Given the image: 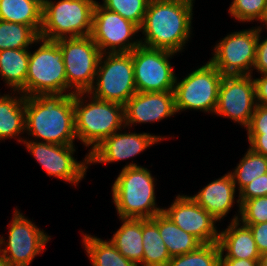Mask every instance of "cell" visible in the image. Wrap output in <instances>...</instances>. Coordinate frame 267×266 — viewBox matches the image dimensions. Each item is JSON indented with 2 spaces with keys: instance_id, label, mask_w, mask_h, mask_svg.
<instances>
[{
  "instance_id": "4316f807",
  "label": "cell",
  "mask_w": 267,
  "mask_h": 266,
  "mask_svg": "<svg viewBox=\"0 0 267 266\" xmlns=\"http://www.w3.org/2000/svg\"><path fill=\"white\" fill-rule=\"evenodd\" d=\"M143 260L142 266H167L171 260L158 226L151 219H142Z\"/></svg>"
},
{
  "instance_id": "8d00e7d4",
  "label": "cell",
  "mask_w": 267,
  "mask_h": 266,
  "mask_svg": "<svg viewBox=\"0 0 267 266\" xmlns=\"http://www.w3.org/2000/svg\"><path fill=\"white\" fill-rule=\"evenodd\" d=\"M250 228L256 247L260 254L267 252V222L258 224H244Z\"/></svg>"
},
{
  "instance_id": "5bb4252c",
  "label": "cell",
  "mask_w": 267,
  "mask_h": 266,
  "mask_svg": "<svg viewBox=\"0 0 267 266\" xmlns=\"http://www.w3.org/2000/svg\"><path fill=\"white\" fill-rule=\"evenodd\" d=\"M28 139V140H27ZM24 138L28 152L36 159L50 177L64 180L67 184L78 185L85 177L89 165V153L82 161H77L73 154L75 145H56Z\"/></svg>"
},
{
  "instance_id": "ffe728a7",
  "label": "cell",
  "mask_w": 267,
  "mask_h": 266,
  "mask_svg": "<svg viewBox=\"0 0 267 266\" xmlns=\"http://www.w3.org/2000/svg\"><path fill=\"white\" fill-rule=\"evenodd\" d=\"M218 245L221 251L220 259H260L250 228L240 220L230 221L226 229L219 230Z\"/></svg>"
},
{
  "instance_id": "8fae6325",
  "label": "cell",
  "mask_w": 267,
  "mask_h": 266,
  "mask_svg": "<svg viewBox=\"0 0 267 266\" xmlns=\"http://www.w3.org/2000/svg\"><path fill=\"white\" fill-rule=\"evenodd\" d=\"M257 42L258 26L231 32L216 43L209 61L223 75H252Z\"/></svg>"
},
{
  "instance_id": "cb8c5ba5",
  "label": "cell",
  "mask_w": 267,
  "mask_h": 266,
  "mask_svg": "<svg viewBox=\"0 0 267 266\" xmlns=\"http://www.w3.org/2000/svg\"><path fill=\"white\" fill-rule=\"evenodd\" d=\"M29 49H6L0 51V77L10 87V91L21 92L25 96L28 72Z\"/></svg>"
},
{
  "instance_id": "6da1fadb",
  "label": "cell",
  "mask_w": 267,
  "mask_h": 266,
  "mask_svg": "<svg viewBox=\"0 0 267 266\" xmlns=\"http://www.w3.org/2000/svg\"><path fill=\"white\" fill-rule=\"evenodd\" d=\"M194 1L150 0L140 27L144 35L139 38L141 45L174 53L182 52L193 32Z\"/></svg>"
},
{
  "instance_id": "8992f818",
  "label": "cell",
  "mask_w": 267,
  "mask_h": 266,
  "mask_svg": "<svg viewBox=\"0 0 267 266\" xmlns=\"http://www.w3.org/2000/svg\"><path fill=\"white\" fill-rule=\"evenodd\" d=\"M96 0H47L40 37L47 40L85 37L92 32Z\"/></svg>"
},
{
  "instance_id": "60d3db41",
  "label": "cell",
  "mask_w": 267,
  "mask_h": 266,
  "mask_svg": "<svg viewBox=\"0 0 267 266\" xmlns=\"http://www.w3.org/2000/svg\"><path fill=\"white\" fill-rule=\"evenodd\" d=\"M259 266H267V252L260 254Z\"/></svg>"
},
{
  "instance_id": "1f68e13d",
  "label": "cell",
  "mask_w": 267,
  "mask_h": 266,
  "mask_svg": "<svg viewBox=\"0 0 267 266\" xmlns=\"http://www.w3.org/2000/svg\"><path fill=\"white\" fill-rule=\"evenodd\" d=\"M265 7L266 0H233L229 6L228 13L238 22H260L263 18Z\"/></svg>"
},
{
  "instance_id": "7bdbcfd3",
  "label": "cell",
  "mask_w": 267,
  "mask_h": 266,
  "mask_svg": "<svg viewBox=\"0 0 267 266\" xmlns=\"http://www.w3.org/2000/svg\"><path fill=\"white\" fill-rule=\"evenodd\" d=\"M40 6L42 9L45 7L47 0H30Z\"/></svg>"
},
{
  "instance_id": "e575fe53",
  "label": "cell",
  "mask_w": 267,
  "mask_h": 266,
  "mask_svg": "<svg viewBox=\"0 0 267 266\" xmlns=\"http://www.w3.org/2000/svg\"><path fill=\"white\" fill-rule=\"evenodd\" d=\"M247 133H267V106L256 105Z\"/></svg>"
},
{
  "instance_id": "30bf717a",
  "label": "cell",
  "mask_w": 267,
  "mask_h": 266,
  "mask_svg": "<svg viewBox=\"0 0 267 266\" xmlns=\"http://www.w3.org/2000/svg\"><path fill=\"white\" fill-rule=\"evenodd\" d=\"M63 53L67 85L75 92H88L97 72L101 52L91 36L55 40Z\"/></svg>"
},
{
  "instance_id": "83f0119b",
  "label": "cell",
  "mask_w": 267,
  "mask_h": 266,
  "mask_svg": "<svg viewBox=\"0 0 267 266\" xmlns=\"http://www.w3.org/2000/svg\"><path fill=\"white\" fill-rule=\"evenodd\" d=\"M39 38L40 34L31 26L0 19V51L6 49H29L32 44L37 45Z\"/></svg>"
},
{
  "instance_id": "52a82bcc",
  "label": "cell",
  "mask_w": 267,
  "mask_h": 266,
  "mask_svg": "<svg viewBox=\"0 0 267 266\" xmlns=\"http://www.w3.org/2000/svg\"><path fill=\"white\" fill-rule=\"evenodd\" d=\"M136 92L132 52L101 54L94 83L87 93L125 105Z\"/></svg>"
},
{
  "instance_id": "2e32d148",
  "label": "cell",
  "mask_w": 267,
  "mask_h": 266,
  "mask_svg": "<svg viewBox=\"0 0 267 266\" xmlns=\"http://www.w3.org/2000/svg\"><path fill=\"white\" fill-rule=\"evenodd\" d=\"M168 207L162 212L183 231L192 234L202 244L218 242L217 220L191 196L178 194Z\"/></svg>"
},
{
  "instance_id": "4fadbf2b",
  "label": "cell",
  "mask_w": 267,
  "mask_h": 266,
  "mask_svg": "<svg viewBox=\"0 0 267 266\" xmlns=\"http://www.w3.org/2000/svg\"><path fill=\"white\" fill-rule=\"evenodd\" d=\"M175 54L142 45L136 47L132 51V60L137 92L174 91L176 73L170 60Z\"/></svg>"
},
{
  "instance_id": "f35d334b",
  "label": "cell",
  "mask_w": 267,
  "mask_h": 266,
  "mask_svg": "<svg viewBox=\"0 0 267 266\" xmlns=\"http://www.w3.org/2000/svg\"><path fill=\"white\" fill-rule=\"evenodd\" d=\"M255 84L256 103L267 106V74H261L259 78H253Z\"/></svg>"
},
{
  "instance_id": "7c38bea8",
  "label": "cell",
  "mask_w": 267,
  "mask_h": 266,
  "mask_svg": "<svg viewBox=\"0 0 267 266\" xmlns=\"http://www.w3.org/2000/svg\"><path fill=\"white\" fill-rule=\"evenodd\" d=\"M139 32L136 24L96 2L90 36L102 54L132 52L141 45L140 39L135 38Z\"/></svg>"
},
{
  "instance_id": "d6986e66",
  "label": "cell",
  "mask_w": 267,
  "mask_h": 266,
  "mask_svg": "<svg viewBox=\"0 0 267 266\" xmlns=\"http://www.w3.org/2000/svg\"><path fill=\"white\" fill-rule=\"evenodd\" d=\"M236 186L229 172L220 178L211 181L204 186L197 194L191 196L201 207L210 213L217 222L224 219L233 208L235 201L239 207L238 214L233 216L231 221L239 220L241 204L239 199L235 200Z\"/></svg>"
},
{
  "instance_id": "d4e9b609",
  "label": "cell",
  "mask_w": 267,
  "mask_h": 266,
  "mask_svg": "<svg viewBox=\"0 0 267 266\" xmlns=\"http://www.w3.org/2000/svg\"><path fill=\"white\" fill-rule=\"evenodd\" d=\"M83 247L92 266H137L125 258L109 240L84 234Z\"/></svg>"
},
{
  "instance_id": "9c48e42d",
  "label": "cell",
  "mask_w": 267,
  "mask_h": 266,
  "mask_svg": "<svg viewBox=\"0 0 267 266\" xmlns=\"http://www.w3.org/2000/svg\"><path fill=\"white\" fill-rule=\"evenodd\" d=\"M11 220L8 224V239H4V235L0 236V255L12 266H29L37 255L44 252L51 236L17 208Z\"/></svg>"
},
{
  "instance_id": "d6a6232c",
  "label": "cell",
  "mask_w": 267,
  "mask_h": 266,
  "mask_svg": "<svg viewBox=\"0 0 267 266\" xmlns=\"http://www.w3.org/2000/svg\"><path fill=\"white\" fill-rule=\"evenodd\" d=\"M239 220L243 224H258L267 222V196L246 200L241 205Z\"/></svg>"
},
{
  "instance_id": "836d02e7",
  "label": "cell",
  "mask_w": 267,
  "mask_h": 266,
  "mask_svg": "<svg viewBox=\"0 0 267 266\" xmlns=\"http://www.w3.org/2000/svg\"><path fill=\"white\" fill-rule=\"evenodd\" d=\"M261 196H267V173L244 186L239 191L238 199L242 205L246 200Z\"/></svg>"
},
{
  "instance_id": "d590c367",
  "label": "cell",
  "mask_w": 267,
  "mask_h": 266,
  "mask_svg": "<svg viewBox=\"0 0 267 266\" xmlns=\"http://www.w3.org/2000/svg\"><path fill=\"white\" fill-rule=\"evenodd\" d=\"M262 29L264 28L261 27L260 24V26H258L256 61L253 70L255 69L258 74H267V38H261Z\"/></svg>"
},
{
  "instance_id": "ba28073f",
  "label": "cell",
  "mask_w": 267,
  "mask_h": 266,
  "mask_svg": "<svg viewBox=\"0 0 267 266\" xmlns=\"http://www.w3.org/2000/svg\"><path fill=\"white\" fill-rule=\"evenodd\" d=\"M223 74L210 62L188 73L182 80L176 77L174 95L177 113L200 110L215 113Z\"/></svg>"
},
{
  "instance_id": "7a4b0ae2",
  "label": "cell",
  "mask_w": 267,
  "mask_h": 266,
  "mask_svg": "<svg viewBox=\"0 0 267 266\" xmlns=\"http://www.w3.org/2000/svg\"><path fill=\"white\" fill-rule=\"evenodd\" d=\"M25 133L35 141L74 145V94L50 93L25 97Z\"/></svg>"
},
{
  "instance_id": "5b68a950",
  "label": "cell",
  "mask_w": 267,
  "mask_h": 266,
  "mask_svg": "<svg viewBox=\"0 0 267 266\" xmlns=\"http://www.w3.org/2000/svg\"><path fill=\"white\" fill-rule=\"evenodd\" d=\"M37 44L40 46L36 51L31 53L29 50L25 97L50 93L74 94L67 85L63 53L59 44L55 40L41 37Z\"/></svg>"
},
{
  "instance_id": "9a60e30c",
  "label": "cell",
  "mask_w": 267,
  "mask_h": 266,
  "mask_svg": "<svg viewBox=\"0 0 267 266\" xmlns=\"http://www.w3.org/2000/svg\"><path fill=\"white\" fill-rule=\"evenodd\" d=\"M252 77V75H223L214 115L229 118L246 128L257 105Z\"/></svg>"
},
{
  "instance_id": "44dd1931",
  "label": "cell",
  "mask_w": 267,
  "mask_h": 266,
  "mask_svg": "<svg viewBox=\"0 0 267 266\" xmlns=\"http://www.w3.org/2000/svg\"><path fill=\"white\" fill-rule=\"evenodd\" d=\"M24 132L25 96L18 91L0 95V141L17 138L18 143H23L20 134Z\"/></svg>"
},
{
  "instance_id": "ac0fdd59",
  "label": "cell",
  "mask_w": 267,
  "mask_h": 266,
  "mask_svg": "<svg viewBox=\"0 0 267 266\" xmlns=\"http://www.w3.org/2000/svg\"><path fill=\"white\" fill-rule=\"evenodd\" d=\"M125 126L159 122L177 114L174 91L136 92L124 105Z\"/></svg>"
},
{
  "instance_id": "ee69618b",
  "label": "cell",
  "mask_w": 267,
  "mask_h": 266,
  "mask_svg": "<svg viewBox=\"0 0 267 266\" xmlns=\"http://www.w3.org/2000/svg\"><path fill=\"white\" fill-rule=\"evenodd\" d=\"M0 266H12L3 256L0 255Z\"/></svg>"
},
{
  "instance_id": "b9f144b4",
  "label": "cell",
  "mask_w": 267,
  "mask_h": 266,
  "mask_svg": "<svg viewBox=\"0 0 267 266\" xmlns=\"http://www.w3.org/2000/svg\"><path fill=\"white\" fill-rule=\"evenodd\" d=\"M260 23H263V27L265 25V29L267 28V0H266V7H265V11H264V15L262 20L260 21Z\"/></svg>"
},
{
  "instance_id": "277c9868",
  "label": "cell",
  "mask_w": 267,
  "mask_h": 266,
  "mask_svg": "<svg viewBox=\"0 0 267 266\" xmlns=\"http://www.w3.org/2000/svg\"><path fill=\"white\" fill-rule=\"evenodd\" d=\"M74 120L77 140L90 146L89 153L105 138L126 129L124 105L99 100L87 92L74 93Z\"/></svg>"
},
{
  "instance_id": "3957f363",
  "label": "cell",
  "mask_w": 267,
  "mask_h": 266,
  "mask_svg": "<svg viewBox=\"0 0 267 266\" xmlns=\"http://www.w3.org/2000/svg\"><path fill=\"white\" fill-rule=\"evenodd\" d=\"M156 180L133 161L122 168L111 188L119 218L151 219L163 211L156 203Z\"/></svg>"
},
{
  "instance_id": "74e56055",
  "label": "cell",
  "mask_w": 267,
  "mask_h": 266,
  "mask_svg": "<svg viewBox=\"0 0 267 266\" xmlns=\"http://www.w3.org/2000/svg\"><path fill=\"white\" fill-rule=\"evenodd\" d=\"M249 148L267 157V133H247Z\"/></svg>"
},
{
  "instance_id": "ab89813d",
  "label": "cell",
  "mask_w": 267,
  "mask_h": 266,
  "mask_svg": "<svg viewBox=\"0 0 267 266\" xmlns=\"http://www.w3.org/2000/svg\"><path fill=\"white\" fill-rule=\"evenodd\" d=\"M220 266H259V260L220 259Z\"/></svg>"
},
{
  "instance_id": "484cf974",
  "label": "cell",
  "mask_w": 267,
  "mask_h": 266,
  "mask_svg": "<svg viewBox=\"0 0 267 266\" xmlns=\"http://www.w3.org/2000/svg\"><path fill=\"white\" fill-rule=\"evenodd\" d=\"M43 9L30 0H0V19L33 27L39 34Z\"/></svg>"
},
{
  "instance_id": "603a6c76",
  "label": "cell",
  "mask_w": 267,
  "mask_h": 266,
  "mask_svg": "<svg viewBox=\"0 0 267 266\" xmlns=\"http://www.w3.org/2000/svg\"><path fill=\"white\" fill-rule=\"evenodd\" d=\"M151 220L158 226L159 234L171 258L192 252L202 245L196 237L183 231L163 212L155 215Z\"/></svg>"
},
{
  "instance_id": "e0dca14e",
  "label": "cell",
  "mask_w": 267,
  "mask_h": 266,
  "mask_svg": "<svg viewBox=\"0 0 267 266\" xmlns=\"http://www.w3.org/2000/svg\"><path fill=\"white\" fill-rule=\"evenodd\" d=\"M119 130L105 138L89 153V165L109 164L137 156L149 147L166 139L165 136L153 135L146 132H124Z\"/></svg>"
},
{
  "instance_id": "f546056e",
  "label": "cell",
  "mask_w": 267,
  "mask_h": 266,
  "mask_svg": "<svg viewBox=\"0 0 267 266\" xmlns=\"http://www.w3.org/2000/svg\"><path fill=\"white\" fill-rule=\"evenodd\" d=\"M220 256L218 242L202 244L192 252L172 257L167 266H220Z\"/></svg>"
},
{
  "instance_id": "4dcf8cb0",
  "label": "cell",
  "mask_w": 267,
  "mask_h": 266,
  "mask_svg": "<svg viewBox=\"0 0 267 266\" xmlns=\"http://www.w3.org/2000/svg\"><path fill=\"white\" fill-rule=\"evenodd\" d=\"M150 0H103L102 7L118 13L139 28L143 24L146 9Z\"/></svg>"
},
{
  "instance_id": "7402d4cb",
  "label": "cell",
  "mask_w": 267,
  "mask_h": 266,
  "mask_svg": "<svg viewBox=\"0 0 267 266\" xmlns=\"http://www.w3.org/2000/svg\"><path fill=\"white\" fill-rule=\"evenodd\" d=\"M122 225L109 239L111 244L131 262L142 266L143 236L142 219L120 218Z\"/></svg>"
},
{
  "instance_id": "f1b7e54d",
  "label": "cell",
  "mask_w": 267,
  "mask_h": 266,
  "mask_svg": "<svg viewBox=\"0 0 267 266\" xmlns=\"http://www.w3.org/2000/svg\"><path fill=\"white\" fill-rule=\"evenodd\" d=\"M239 192L257 177L267 173V157L255 153L250 148L244 154L233 171L229 172Z\"/></svg>"
}]
</instances>
